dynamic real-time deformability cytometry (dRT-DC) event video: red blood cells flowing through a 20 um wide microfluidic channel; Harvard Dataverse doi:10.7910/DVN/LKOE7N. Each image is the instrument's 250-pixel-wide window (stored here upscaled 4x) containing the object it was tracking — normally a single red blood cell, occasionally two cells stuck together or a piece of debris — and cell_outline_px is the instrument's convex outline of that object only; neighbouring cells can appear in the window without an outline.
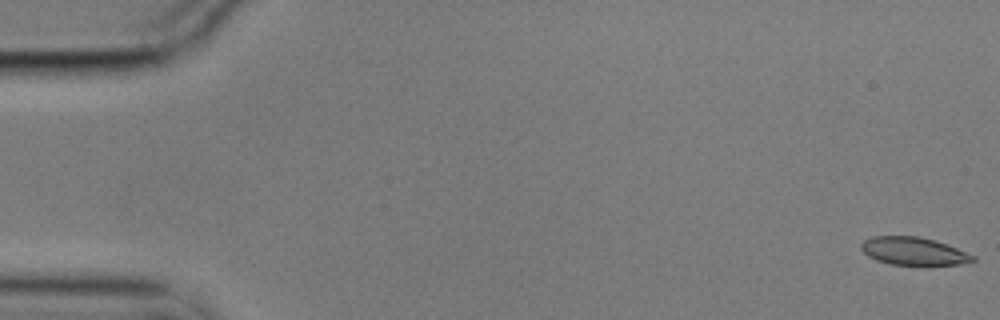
{"species": "common noctule bat (a hibernating species)", "species_latin": "Nyctalus noctula", "temperature_condition": "cold", "stored_images_in_passage": 10, "camera_frame_rate_fps": 3000, "um_per_image_px": 0.085, "animal": {"sex": "male", "body_mass_g": 17.9}, "frame": {"image": 1, "passage_image": 1, "time_ms": 0.0, "image_size_px": [1000, 320], "cell_outline_px": [[976, 260], [960, 264], [888, 264], [876, 260], [868, 256], [860, 248], [860, 244], [864, 240], [872, 236], [920, 236], [936, 240], [976, 256]], "centroid_in_image_um": [77.62, 21.33], "position_along_channel_um": 7.4, "area_um2": 18.03}}